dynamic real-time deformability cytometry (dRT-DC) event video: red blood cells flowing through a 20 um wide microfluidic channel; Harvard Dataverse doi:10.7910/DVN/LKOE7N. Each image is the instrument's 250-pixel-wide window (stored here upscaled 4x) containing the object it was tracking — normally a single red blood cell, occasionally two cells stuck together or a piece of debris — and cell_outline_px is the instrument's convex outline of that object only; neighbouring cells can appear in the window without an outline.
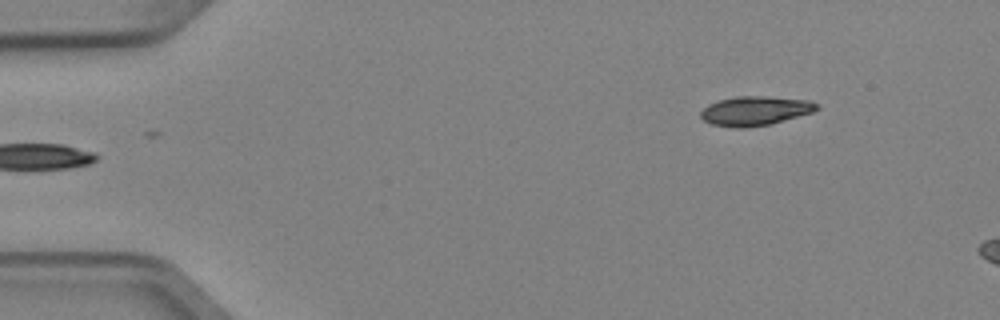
{"species": "Egyptian fruit bat (a non-hibernating species)", "species_latin": "Rousettus aegyptiacus", "temperature_condition": "cold", "stored_images_in_passage": 4, "segment_of_instrument_passage": [2, 2], "camera_frame_rate_fps": 3000, "um_per_image_px": 0.085, "animal": {"sex": "female"}, "frame": {"image": 1, "passage_image": 4, "time_ms": 1.0, "image_size_px": [1000, 320], "cell_outline_px": [[820, 108], [812, 112], [772, 124], [744, 128], [736, 128], [712, 124], [704, 120], [700, 116], [700, 112], [708, 104], [720, 100], [736, 96], [764, 96], [808, 100], [820, 104]], "centroid_in_image_um": [64.2, 9.42], "position_along_channel_um": 20.8, "area_um2": 19.83}}